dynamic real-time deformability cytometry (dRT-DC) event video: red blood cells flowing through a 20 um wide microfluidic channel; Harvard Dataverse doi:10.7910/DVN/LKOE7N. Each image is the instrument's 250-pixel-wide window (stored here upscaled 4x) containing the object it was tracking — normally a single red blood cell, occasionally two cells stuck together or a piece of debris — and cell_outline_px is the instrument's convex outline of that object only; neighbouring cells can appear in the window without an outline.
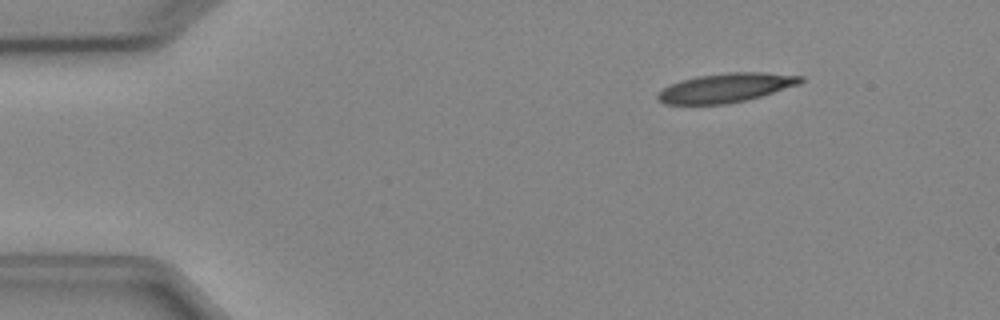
{"species": "Egyptian fruit bat (a non-hibernating species)", "species_latin": "Rousettus aegyptiacus", "temperature_condition": "cold", "stored_images_in_passage": 5, "camera_frame_rate_fps": 3000, "um_per_image_px": 0.085, "animal": {"sex": "female"}, "frame": {"image": 1, "passage_image": 2, "time_ms": 1.333, "image_size_px": [1000, 320], "cell_outline_px": [[804, 80], [800, 84], [760, 96], [728, 104], [668, 104], [660, 100], [656, 96], [664, 88], [680, 80], [696, 76], [728, 72], [764, 72], [804, 76]], "centroid_in_image_um": [61.74, 7.45], "position_along_channel_um": 23.3, "area_um2": 24.04}}